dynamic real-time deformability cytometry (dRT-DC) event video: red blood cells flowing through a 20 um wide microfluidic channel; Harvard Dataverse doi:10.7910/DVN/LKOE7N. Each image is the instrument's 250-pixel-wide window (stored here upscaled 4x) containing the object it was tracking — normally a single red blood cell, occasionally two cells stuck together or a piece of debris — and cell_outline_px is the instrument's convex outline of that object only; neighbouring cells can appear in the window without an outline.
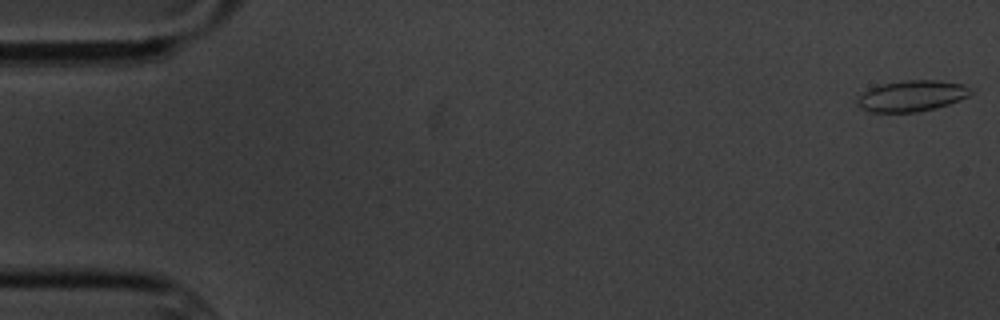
{"species": "common noctule bat (a hibernating species)", "species_latin": "Nyctalus noctula", "temperature_condition": "cold", "stored_images_in_passage": 6, "camera_frame_rate_fps": 3000, "um_per_image_px": 0.085, "animal": {"sex": "male", "body_mass_g": 20.1, "forearm_length_mm": 53.5}, "frame": {"image": 1, "passage_image": 1, "time_ms": 0.0, "image_size_px": [1000, 320], "cell_outline_px": [[976, 92], [960, 100], [948, 104], [916, 112], [872, 112], [860, 108], [856, 104], [856, 96], [880, 84], [908, 80], [940, 80], [964, 84]], "centroid_in_image_um": [77.51, 8.14], "position_along_channel_um": 7.5, "area_um2": 20.58}}